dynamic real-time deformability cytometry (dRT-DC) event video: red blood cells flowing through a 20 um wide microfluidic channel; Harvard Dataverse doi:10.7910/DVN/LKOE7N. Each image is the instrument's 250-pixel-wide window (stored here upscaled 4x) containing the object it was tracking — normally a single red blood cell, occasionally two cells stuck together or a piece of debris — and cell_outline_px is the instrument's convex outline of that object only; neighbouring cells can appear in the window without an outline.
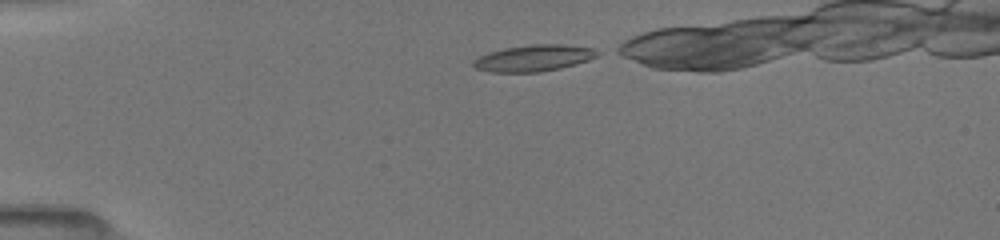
{"species": "common noctule bat (a hibernating species)", "species_latin": "Nyctalus noctula", "temperature_condition": "room temperature", "stored_images_in_passage": 24, "camera_frame_rate_fps": 3000, "um_per_image_px": 0.085, "animal": {"sex": "female", "body_mass_g": 19.5, "forearm_length_mm": 54.1}, "frame": {"image": 1, "passage_image": 1, "time_ms": 0.0, "image_size_px": [1000, 240], "cell_outline_px": [[600, 52], [596, 56], [588, 60], [576, 64], [560, 68], [540, 72], [492, 72], [476, 68], [472, 64], [472, 60], [488, 52], [504, 48], [536, 44], [564, 44], [592, 48]], "centroid_in_image_um": [45.36, 4.93], "position_along_channel_um": 39.6, "area_um2": 19.02}}
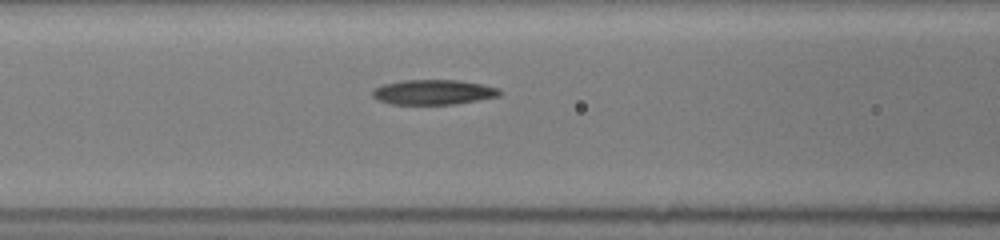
{"frame": {"image": 2, "passage_image": 16, "time_ms": 3.333, "image_size_px": [1000, 240], "cell_outline_px": [[504, 92], [500, 96], [456, 104], [392, 104], [380, 100], [372, 96], [372, 92], [376, 88], [384, 84], [404, 80], [456, 80], [480, 84], [500, 88]], "centroid_in_image_um": [36.9, 7.83], "position_along_channel_um": 129.7, "area_um2": 18.38}}
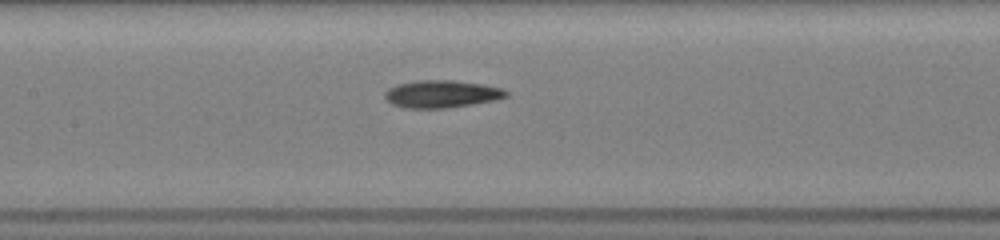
{"frame": {"image": 3, "passage_image": 21, "time_ms": 4.333, "image_size_px": [1000, 240], "cell_outline_px": [[508, 96], [492, 100], [472, 104], [444, 108], [404, 108], [392, 104], [384, 96], [384, 92], [388, 88], [396, 84], [420, 80], [452, 80], [480, 84], [500, 88], [508, 92]], "centroid_in_image_um": [37.48, 7.99], "position_along_channel_um": 169.9, "area_um2": 19.19}}